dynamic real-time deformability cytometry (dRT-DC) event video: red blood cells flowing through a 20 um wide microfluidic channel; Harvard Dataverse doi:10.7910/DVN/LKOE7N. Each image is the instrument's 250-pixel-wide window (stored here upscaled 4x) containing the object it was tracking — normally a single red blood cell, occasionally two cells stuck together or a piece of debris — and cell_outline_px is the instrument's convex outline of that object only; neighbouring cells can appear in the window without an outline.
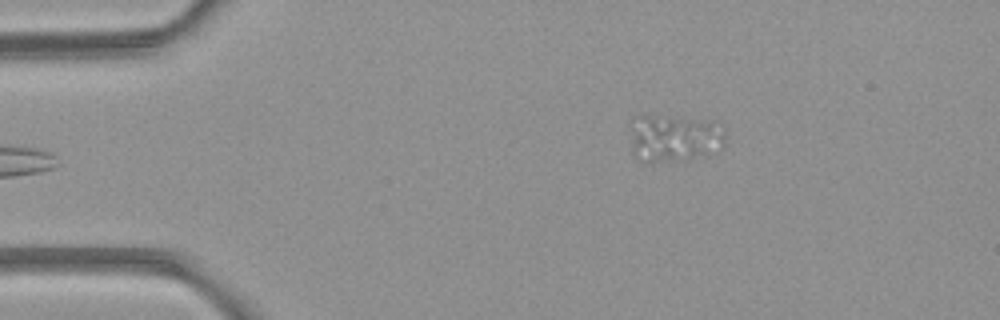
{"species": "common noctule bat (a hibernating species)", "species_latin": "Nyctalus noctula", "temperature_condition": "room temperature", "stored_images_in_passage": 4, "camera_frame_rate_fps": 3000, "um_per_image_px": 0.085, "animal": {"sex": "female", "body_mass_g": 21.9}, "frame": {"image": 1, "passage_image": 4, "time_ms": 3.333, "image_size_px": [1000, 320], "cell_outline_px": [[724, 144], [696, 152], [660, 160], [640, 160], [636, 156], [636, 116], [652, 116], [716, 120], [724, 132]], "centroid_in_image_um": [57.37, 11.62], "position_along_channel_um": 27.6, "area_um2": 22.95}}